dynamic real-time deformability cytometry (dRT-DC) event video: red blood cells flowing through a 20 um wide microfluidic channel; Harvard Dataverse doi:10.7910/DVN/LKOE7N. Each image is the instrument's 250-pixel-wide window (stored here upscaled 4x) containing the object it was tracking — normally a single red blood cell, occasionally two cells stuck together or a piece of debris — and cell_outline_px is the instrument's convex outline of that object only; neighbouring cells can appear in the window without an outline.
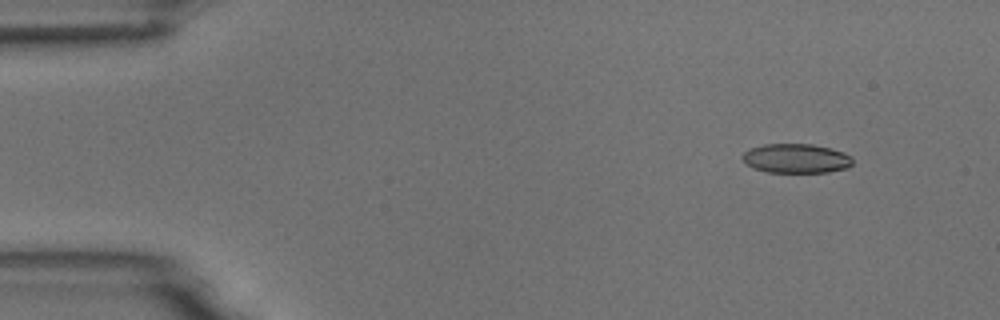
{"species": "common noctule bat (a hibernating species)", "species_latin": "Nyctalus noctula", "temperature_condition": "room temperature", "stored_images_in_passage": 5, "camera_frame_rate_fps": 3000, "um_per_image_px": 0.085, "animal": {"sex": "male", "body_mass_g": 18.8}, "frame": {"image": 1, "passage_image": 1, "time_ms": 0.0, "image_size_px": [1000, 320], "cell_outline_px": [[852, 164], [848, 168], [828, 172], [768, 172], [756, 168], [748, 164], [740, 156], [744, 152], [752, 148], [764, 144], [812, 144], [844, 152], [852, 156]], "centroid_in_image_um": [67.71, 13.46], "position_along_channel_um": 17.3, "area_um2": 18.67}}
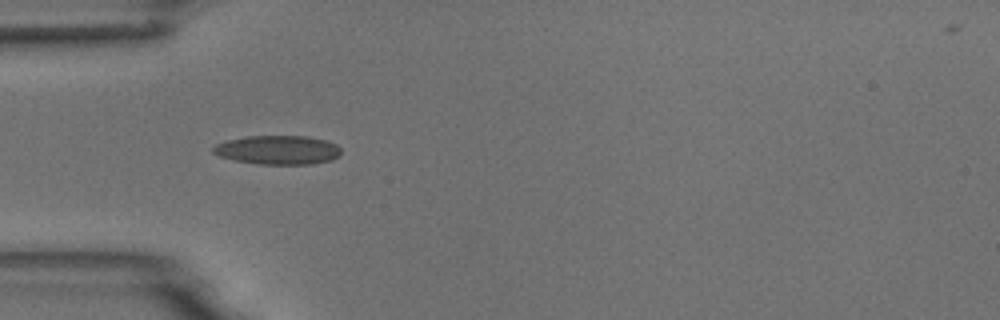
{"frame": {"image": 2, "passage_image": 4, "time_ms": 3.667, "image_size_px": [1000, 320], "cell_outline_px": [[340, 156], [332, 160], [312, 164], [260, 164], [236, 160], [220, 156], [212, 152], [212, 148], [216, 144], [228, 140], [248, 136], [308, 136], [328, 140], [336, 144], [340, 148]], "centroid_in_image_um": [23.67, 12.74], "position_along_channel_um": 61.3, "area_um2": 21.62}}